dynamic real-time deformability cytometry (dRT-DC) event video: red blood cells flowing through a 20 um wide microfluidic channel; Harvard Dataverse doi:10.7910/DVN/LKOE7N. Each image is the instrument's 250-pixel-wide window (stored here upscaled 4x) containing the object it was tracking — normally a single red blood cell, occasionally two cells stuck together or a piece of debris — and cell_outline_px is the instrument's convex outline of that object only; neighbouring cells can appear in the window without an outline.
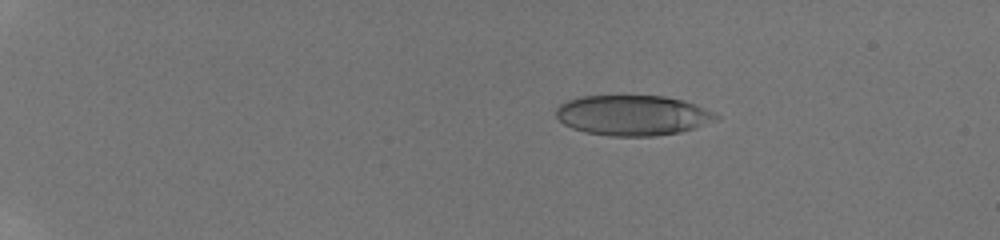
{"species": "human", "species_latin": "Homo sapiens", "temperature_condition": "room temperature", "stored_images_in_passage": 53, "camera_frame_rate_fps": 3000, "um_per_image_px": 0.085, "donor": {"sex": "male"}, "frame": {"image": 1, "passage_image": 12, "time_ms": 3.667, "image_size_px": [1000, 240], "cell_outline_px": [[720, 116], [716, 120], [680, 132], [656, 136], [608, 136], [584, 132], [572, 128], [564, 124], [556, 116], [556, 108], [560, 104], [568, 100], [584, 96], [664, 96], [684, 100], [704, 108]], "centroid_in_image_um": [53.75, 9.8], "position_along_channel_um": 31.2, "area_um2": 37.4}}
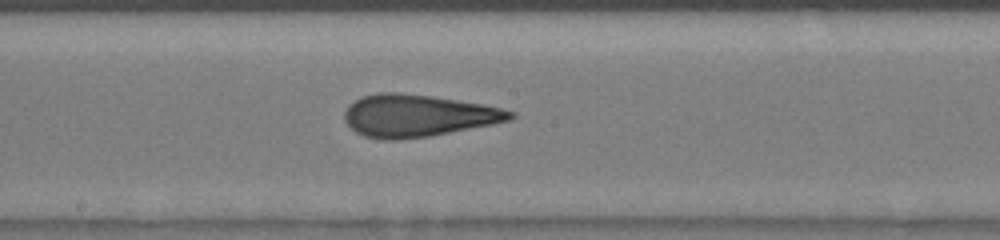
{"frame": {"image": 2, "passage_image": 33, "time_ms": 10.667, "image_size_px": [1000, 240], "cell_outline_px": [[516, 116], [508, 120], [492, 124], [428, 136], [396, 140], [384, 140], [364, 136], [356, 132], [344, 120], [344, 112], [348, 104], [360, 96], [380, 92], [400, 92], [432, 96], [480, 104], [500, 108], [516, 112]], "centroid_in_image_um": [35.45, 9.82], "position_along_channel_um": 212.8, "area_um2": 40.58}}
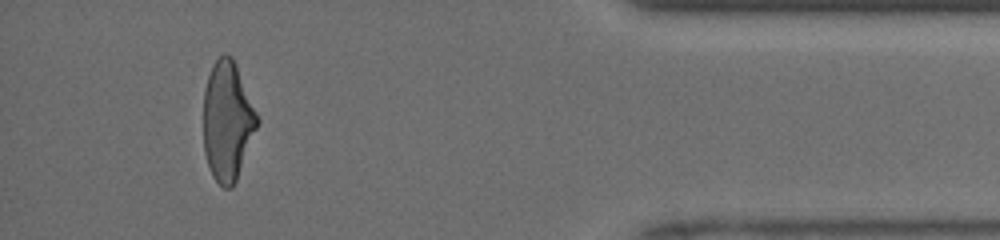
{"frame": {"image": 3, "passage_image": 50, "time_ms": 16.333, "image_size_px": [1000, 240], "cell_outline_px": [[260, 120], [236, 180], [232, 188], [224, 188], [212, 176], [204, 152], [204, 92], [208, 76], [212, 64], [224, 52], [232, 56], [236, 64]], "centroid_in_image_um": [19.33, 10.27], "position_along_channel_um": 415.9, "area_um2": 37.17}, "authors_computed_cell_mechanics": {"area_um2": 38.9572, "velocity_mm_per_s": 4.2477, "shape_relaxation_time_tau1_ms": 5.5403, "shape_relaxation_time_tau2_ms": 1.2945, "deformation_change_tau1": 0.2095, "deformation_change_tau2": 0.1056}}